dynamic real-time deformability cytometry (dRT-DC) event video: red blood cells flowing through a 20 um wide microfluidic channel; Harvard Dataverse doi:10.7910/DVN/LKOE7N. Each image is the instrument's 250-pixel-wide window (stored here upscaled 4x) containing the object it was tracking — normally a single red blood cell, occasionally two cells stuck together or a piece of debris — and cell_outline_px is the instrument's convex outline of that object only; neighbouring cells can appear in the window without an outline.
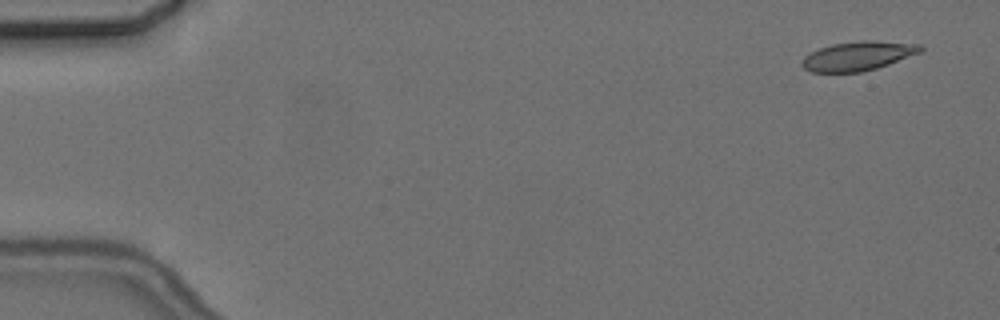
{"species": "common noctule bat (a hibernating species)", "species_latin": "Nyctalus noctula", "temperature_condition": "cold", "stored_images_in_passage": 5, "camera_frame_rate_fps": 3000, "um_per_image_px": 0.085, "animal": {"sex": "female", "body_mass_g": 24.6, "forearm_length_mm": 56.2}, "frame": {"image": 1, "passage_image": 1, "time_ms": 0.0, "image_size_px": [1000, 320], "cell_outline_px": [[924, 48], [920, 52], [888, 64], [876, 68], [860, 72], [812, 72], [804, 68], [800, 64], [800, 60], [804, 56], [820, 48], [832, 44], [860, 40], [872, 40], [920, 44]], "centroid_in_image_um": [72.9, 4.75], "position_along_channel_um": 12.1, "area_um2": 20.06}}
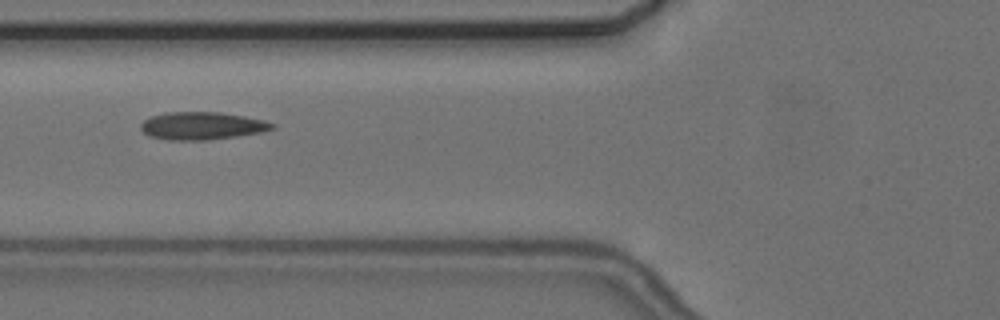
{"frame": {"image": 2, "passage_image": 4, "time_ms": 6.333, "image_size_px": [1000, 320], "cell_outline_px": [[276, 128], [260, 132], [236, 136], [208, 140], [168, 140], [148, 136], [140, 128], [140, 124], [144, 120], [152, 116], [168, 112], [220, 112], [244, 116], [264, 120], [276, 124]], "centroid_in_image_um": [17.17, 10.69], "position_along_channel_um": 108.6, "area_um2": 21.21}}
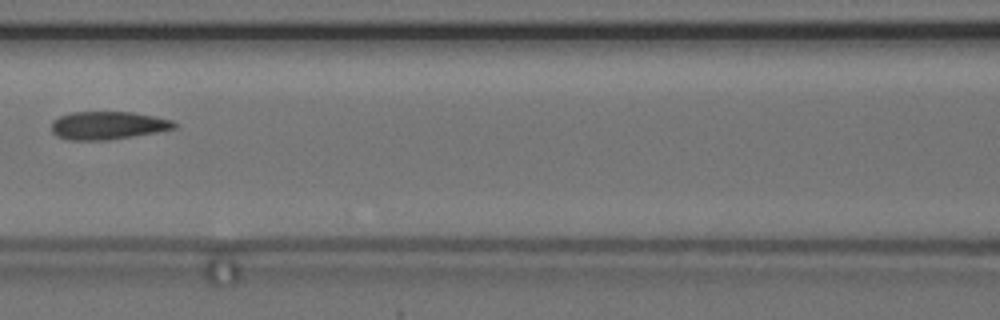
{"frame": {"image": 3, "passage_image": 5, "time_ms": 7.667, "image_size_px": [1000, 320], "cell_outline_px": [[176, 128], [156, 132], [108, 140], [68, 140], [56, 136], [52, 132], [52, 120], [60, 116], [72, 112], [132, 112], [156, 116], [172, 120], [176, 124]], "centroid_in_image_um": [9.15, 10.66], "position_along_channel_um": 157.5, "area_um2": 20.06}}